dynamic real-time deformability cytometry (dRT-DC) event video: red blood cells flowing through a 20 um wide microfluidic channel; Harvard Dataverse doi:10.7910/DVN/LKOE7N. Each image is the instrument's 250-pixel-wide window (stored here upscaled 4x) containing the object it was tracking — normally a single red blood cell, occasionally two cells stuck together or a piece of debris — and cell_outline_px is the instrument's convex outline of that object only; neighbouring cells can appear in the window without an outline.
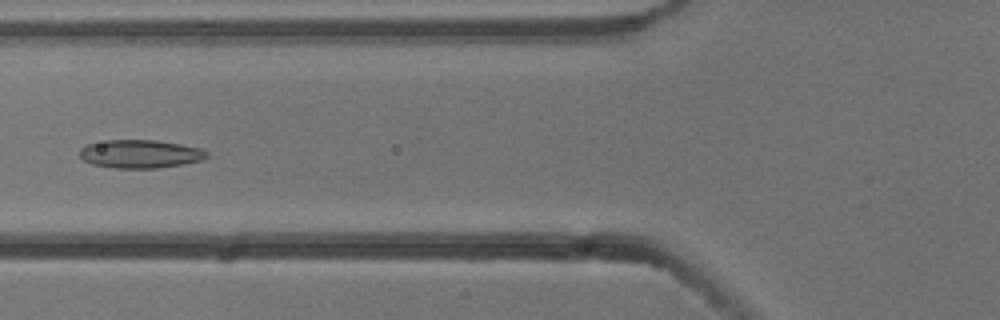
{"species": "common noctule bat (a hibernating species)", "species_latin": "Nyctalus noctula", "temperature_condition": "cold", "stored_images_in_passage": 2, "camera_frame_rate_fps": 3000, "um_per_image_px": 0.085, "animal": {"sex": "male", "body_mass_g": 13.3}, "frame": {"image": 1, "passage_image": 2, "time_ms": 0.333, "image_size_px": [1000, 320], "cell_outline_px": [[208, 156], [200, 160], [184, 164], [156, 168], [116, 168], [92, 164], [84, 160], [80, 156], [80, 148], [88, 144], [108, 140], [156, 140], [180, 144], [200, 148], [208, 152]], "centroid_in_image_um": [11.92, 13.08], "position_along_channel_um": 113.9, "area_um2": 20.81}}